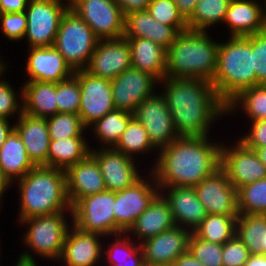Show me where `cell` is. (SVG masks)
<instances>
[{"label": "cell", "mask_w": 266, "mask_h": 266, "mask_svg": "<svg viewBox=\"0 0 266 266\" xmlns=\"http://www.w3.org/2000/svg\"><path fill=\"white\" fill-rule=\"evenodd\" d=\"M175 226L170 206L159 193L126 233L136 235L142 243Z\"/></svg>", "instance_id": "27"}, {"label": "cell", "mask_w": 266, "mask_h": 266, "mask_svg": "<svg viewBox=\"0 0 266 266\" xmlns=\"http://www.w3.org/2000/svg\"><path fill=\"white\" fill-rule=\"evenodd\" d=\"M114 203L109 190L81 198L72 206L71 223L84 232L115 236Z\"/></svg>", "instance_id": "9"}, {"label": "cell", "mask_w": 266, "mask_h": 266, "mask_svg": "<svg viewBox=\"0 0 266 266\" xmlns=\"http://www.w3.org/2000/svg\"><path fill=\"white\" fill-rule=\"evenodd\" d=\"M66 212L21 220L23 225H29L23 236L25 245L41 258L60 261L64 241L71 227L65 219Z\"/></svg>", "instance_id": "7"}, {"label": "cell", "mask_w": 266, "mask_h": 266, "mask_svg": "<svg viewBox=\"0 0 266 266\" xmlns=\"http://www.w3.org/2000/svg\"><path fill=\"white\" fill-rule=\"evenodd\" d=\"M8 120L9 119L6 118H0V147L4 144L7 136L14 129V124L11 125Z\"/></svg>", "instance_id": "53"}, {"label": "cell", "mask_w": 266, "mask_h": 266, "mask_svg": "<svg viewBox=\"0 0 266 266\" xmlns=\"http://www.w3.org/2000/svg\"><path fill=\"white\" fill-rule=\"evenodd\" d=\"M149 176L151 178H149ZM149 176H147V180L141 177L132 186L115 192V203L113 208L115 216V236L117 234L126 233L136 219L160 193L159 186L151 171Z\"/></svg>", "instance_id": "11"}, {"label": "cell", "mask_w": 266, "mask_h": 266, "mask_svg": "<svg viewBox=\"0 0 266 266\" xmlns=\"http://www.w3.org/2000/svg\"><path fill=\"white\" fill-rule=\"evenodd\" d=\"M236 235L250 254L263 255L266 250V214H239Z\"/></svg>", "instance_id": "32"}, {"label": "cell", "mask_w": 266, "mask_h": 266, "mask_svg": "<svg viewBox=\"0 0 266 266\" xmlns=\"http://www.w3.org/2000/svg\"><path fill=\"white\" fill-rule=\"evenodd\" d=\"M249 256L250 253L248 248L242 243L236 234L223 244V266H244Z\"/></svg>", "instance_id": "47"}, {"label": "cell", "mask_w": 266, "mask_h": 266, "mask_svg": "<svg viewBox=\"0 0 266 266\" xmlns=\"http://www.w3.org/2000/svg\"><path fill=\"white\" fill-rule=\"evenodd\" d=\"M158 82L151 74L132 67L123 71L111 80L115 109L133 114L141 101L154 94Z\"/></svg>", "instance_id": "15"}, {"label": "cell", "mask_w": 266, "mask_h": 266, "mask_svg": "<svg viewBox=\"0 0 266 266\" xmlns=\"http://www.w3.org/2000/svg\"><path fill=\"white\" fill-rule=\"evenodd\" d=\"M99 39L70 7L63 14L54 47L75 71L85 70Z\"/></svg>", "instance_id": "6"}, {"label": "cell", "mask_w": 266, "mask_h": 266, "mask_svg": "<svg viewBox=\"0 0 266 266\" xmlns=\"http://www.w3.org/2000/svg\"><path fill=\"white\" fill-rule=\"evenodd\" d=\"M264 6H265V8H264V6H263V16H264V21H265V25H266V0H264Z\"/></svg>", "instance_id": "59"}, {"label": "cell", "mask_w": 266, "mask_h": 266, "mask_svg": "<svg viewBox=\"0 0 266 266\" xmlns=\"http://www.w3.org/2000/svg\"><path fill=\"white\" fill-rule=\"evenodd\" d=\"M125 155L134 158L136 153L143 154L152 149L156 150L149 141L145 126L134 117L129 121L127 128L114 146Z\"/></svg>", "instance_id": "38"}, {"label": "cell", "mask_w": 266, "mask_h": 266, "mask_svg": "<svg viewBox=\"0 0 266 266\" xmlns=\"http://www.w3.org/2000/svg\"><path fill=\"white\" fill-rule=\"evenodd\" d=\"M47 126L50 140L68 139L71 137H83L87 129L76 113H56L47 117Z\"/></svg>", "instance_id": "40"}, {"label": "cell", "mask_w": 266, "mask_h": 266, "mask_svg": "<svg viewBox=\"0 0 266 266\" xmlns=\"http://www.w3.org/2000/svg\"><path fill=\"white\" fill-rule=\"evenodd\" d=\"M7 63H3V62H0V74H2L3 72H5V70H7Z\"/></svg>", "instance_id": "58"}, {"label": "cell", "mask_w": 266, "mask_h": 266, "mask_svg": "<svg viewBox=\"0 0 266 266\" xmlns=\"http://www.w3.org/2000/svg\"><path fill=\"white\" fill-rule=\"evenodd\" d=\"M26 62L28 81L58 83L69 79L74 71L54 47H30Z\"/></svg>", "instance_id": "20"}, {"label": "cell", "mask_w": 266, "mask_h": 266, "mask_svg": "<svg viewBox=\"0 0 266 266\" xmlns=\"http://www.w3.org/2000/svg\"><path fill=\"white\" fill-rule=\"evenodd\" d=\"M194 188L208 214L239 215L237 190L221 167Z\"/></svg>", "instance_id": "17"}, {"label": "cell", "mask_w": 266, "mask_h": 266, "mask_svg": "<svg viewBox=\"0 0 266 266\" xmlns=\"http://www.w3.org/2000/svg\"><path fill=\"white\" fill-rule=\"evenodd\" d=\"M188 250L194 258L206 266H223V245L207 242L198 238L193 232L189 239Z\"/></svg>", "instance_id": "43"}, {"label": "cell", "mask_w": 266, "mask_h": 266, "mask_svg": "<svg viewBox=\"0 0 266 266\" xmlns=\"http://www.w3.org/2000/svg\"><path fill=\"white\" fill-rule=\"evenodd\" d=\"M11 183L12 182L0 170V202L2 200V196L5 194V191H7V189L11 186Z\"/></svg>", "instance_id": "56"}, {"label": "cell", "mask_w": 266, "mask_h": 266, "mask_svg": "<svg viewBox=\"0 0 266 266\" xmlns=\"http://www.w3.org/2000/svg\"><path fill=\"white\" fill-rule=\"evenodd\" d=\"M90 153L97 159L106 190L117 192L132 186L142 176L134 159L114 147L95 148ZM135 163V164H134Z\"/></svg>", "instance_id": "18"}, {"label": "cell", "mask_w": 266, "mask_h": 266, "mask_svg": "<svg viewBox=\"0 0 266 266\" xmlns=\"http://www.w3.org/2000/svg\"><path fill=\"white\" fill-rule=\"evenodd\" d=\"M223 23L230 36H249L266 29L262 5L255 0H231Z\"/></svg>", "instance_id": "26"}, {"label": "cell", "mask_w": 266, "mask_h": 266, "mask_svg": "<svg viewBox=\"0 0 266 266\" xmlns=\"http://www.w3.org/2000/svg\"><path fill=\"white\" fill-rule=\"evenodd\" d=\"M244 266H266V256L261 254H250Z\"/></svg>", "instance_id": "55"}, {"label": "cell", "mask_w": 266, "mask_h": 266, "mask_svg": "<svg viewBox=\"0 0 266 266\" xmlns=\"http://www.w3.org/2000/svg\"><path fill=\"white\" fill-rule=\"evenodd\" d=\"M178 31L156 21L148 10L133 11L125 15L124 38H145L166 50L176 39Z\"/></svg>", "instance_id": "25"}, {"label": "cell", "mask_w": 266, "mask_h": 266, "mask_svg": "<svg viewBox=\"0 0 266 266\" xmlns=\"http://www.w3.org/2000/svg\"><path fill=\"white\" fill-rule=\"evenodd\" d=\"M20 89L24 113L42 118L58 113L56 83L26 81Z\"/></svg>", "instance_id": "28"}, {"label": "cell", "mask_w": 266, "mask_h": 266, "mask_svg": "<svg viewBox=\"0 0 266 266\" xmlns=\"http://www.w3.org/2000/svg\"><path fill=\"white\" fill-rule=\"evenodd\" d=\"M147 10L156 21L173 26L178 32L189 29L174 0H151Z\"/></svg>", "instance_id": "41"}, {"label": "cell", "mask_w": 266, "mask_h": 266, "mask_svg": "<svg viewBox=\"0 0 266 266\" xmlns=\"http://www.w3.org/2000/svg\"><path fill=\"white\" fill-rule=\"evenodd\" d=\"M0 74V118H10L11 115L14 116L18 114V117L23 112L22 101L19 103V98L16 92L12 88V84H9L5 79H1ZM17 113V114H16Z\"/></svg>", "instance_id": "45"}, {"label": "cell", "mask_w": 266, "mask_h": 266, "mask_svg": "<svg viewBox=\"0 0 266 266\" xmlns=\"http://www.w3.org/2000/svg\"><path fill=\"white\" fill-rule=\"evenodd\" d=\"M250 131L246 135L241 136L240 141L248 148L255 149L256 147L266 146V119L252 121Z\"/></svg>", "instance_id": "48"}, {"label": "cell", "mask_w": 266, "mask_h": 266, "mask_svg": "<svg viewBox=\"0 0 266 266\" xmlns=\"http://www.w3.org/2000/svg\"><path fill=\"white\" fill-rule=\"evenodd\" d=\"M254 152L258 156L259 160L265 165L266 167V146L265 147H256Z\"/></svg>", "instance_id": "57"}, {"label": "cell", "mask_w": 266, "mask_h": 266, "mask_svg": "<svg viewBox=\"0 0 266 266\" xmlns=\"http://www.w3.org/2000/svg\"><path fill=\"white\" fill-rule=\"evenodd\" d=\"M1 31L12 41H20L27 30V16L25 12L0 14Z\"/></svg>", "instance_id": "44"}, {"label": "cell", "mask_w": 266, "mask_h": 266, "mask_svg": "<svg viewBox=\"0 0 266 266\" xmlns=\"http://www.w3.org/2000/svg\"><path fill=\"white\" fill-rule=\"evenodd\" d=\"M198 1L199 0H174L179 13L186 21L192 16Z\"/></svg>", "instance_id": "51"}, {"label": "cell", "mask_w": 266, "mask_h": 266, "mask_svg": "<svg viewBox=\"0 0 266 266\" xmlns=\"http://www.w3.org/2000/svg\"><path fill=\"white\" fill-rule=\"evenodd\" d=\"M81 90L79 116L88 129L97 120L115 109L111 80L90 75L85 70L75 71L73 75Z\"/></svg>", "instance_id": "13"}, {"label": "cell", "mask_w": 266, "mask_h": 266, "mask_svg": "<svg viewBox=\"0 0 266 266\" xmlns=\"http://www.w3.org/2000/svg\"><path fill=\"white\" fill-rule=\"evenodd\" d=\"M131 49L132 68L154 76L160 81L166 77V49L145 38H126Z\"/></svg>", "instance_id": "29"}, {"label": "cell", "mask_w": 266, "mask_h": 266, "mask_svg": "<svg viewBox=\"0 0 266 266\" xmlns=\"http://www.w3.org/2000/svg\"><path fill=\"white\" fill-rule=\"evenodd\" d=\"M159 189L170 206L176 226L181 225L184 229L187 227V230L193 232L207 217L208 213L198 199L194 187L175 186L159 187ZM165 190L166 196L163 192Z\"/></svg>", "instance_id": "21"}, {"label": "cell", "mask_w": 266, "mask_h": 266, "mask_svg": "<svg viewBox=\"0 0 266 266\" xmlns=\"http://www.w3.org/2000/svg\"><path fill=\"white\" fill-rule=\"evenodd\" d=\"M70 7V0H29L25 10L27 30L24 38L30 47L54 45L63 14Z\"/></svg>", "instance_id": "8"}, {"label": "cell", "mask_w": 266, "mask_h": 266, "mask_svg": "<svg viewBox=\"0 0 266 266\" xmlns=\"http://www.w3.org/2000/svg\"><path fill=\"white\" fill-rule=\"evenodd\" d=\"M132 67L131 49L126 38L99 40L85 71L112 80Z\"/></svg>", "instance_id": "16"}, {"label": "cell", "mask_w": 266, "mask_h": 266, "mask_svg": "<svg viewBox=\"0 0 266 266\" xmlns=\"http://www.w3.org/2000/svg\"><path fill=\"white\" fill-rule=\"evenodd\" d=\"M192 232L181 226L144 240L141 244L146 266L173 264L188 251Z\"/></svg>", "instance_id": "19"}, {"label": "cell", "mask_w": 266, "mask_h": 266, "mask_svg": "<svg viewBox=\"0 0 266 266\" xmlns=\"http://www.w3.org/2000/svg\"><path fill=\"white\" fill-rule=\"evenodd\" d=\"M58 113H76L80 108L81 90L79 81L74 77L56 83Z\"/></svg>", "instance_id": "42"}, {"label": "cell", "mask_w": 266, "mask_h": 266, "mask_svg": "<svg viewBox=\"0 0 266 266\" xmlns=\"http://www.w3.org/2000/svg\"><path fill=\"white\" fill-rule=\"evenodd\" d=\"M160 82L179 137H206L211 123L226 115V105L210 81L165 77Z\"/></svg>", "instance_id": "1"}, {"label": "cell", "mask_w": 266, "mask_h": 266, "mask_svg": "<svg viewBox=\"0 0 266 266\" xmlns=\"http://www.w3.org/2000/svg\"><path fill=\"white\" fill-rule=\"evenodd\" d=\"M60 260L65 266H96L101 261L102 245L99 239L105 237L99 233L84 232L71 224Z\"/></svg>", "instance_id": "22"}, {"label": "cell", "mask_w": 266, "mask_h": 266, "mask_svg": "<svg viewBox=\"0 0 266 266\" xmlns=\"http://www.w3.org/2000/svg\"><path fill=\"white\" fill-rule=\"evenodd\" d=\"M35 166L19 134L13 129L0 147V170L13 183L14 180L16 182L23 178Z\"/></svg>", "instance_id": "30"}, {"label": "cell", "mask_w": 266, "mask_h": 266, "mask_svg": "<svg viewBox=\"0 0 266 266\" xmlns=\"http://www.w3.org/2000/svg\"><path fill=\"white\" fill-rule=\"evenodd\" d=\"M20 194L19 221L35 216L68 211L72 206L67 194L65 170L48 166H35L17 180Z\"/></svg>", "instance_id": "3"}, {"label": "cell", "mask_w": 266, "mask_h": 266, "mask_svg": "<svg viewBox=\"0 0 266 266\" xmlns=\"http://www.w3.org/2000/svg\"><path fill=\"white\" fill-rule=\"evenodd\" d=\"M132 118V113L114 109L92 124L95 136L102 143L101 147H114Z\"/></svg>", "instance_id": "34"}, {"label": "cell", "mask_w": 266, "mask_h": 266, "mask_svg": "<svg viewBox=\"0 0 266 266\" xmlns=\"http://www.w3.org/2000/svg\"><path fill=\"white\" fill-rule=\"evenodd\" d=\"M122 9L124 15L140 10H147L151 0H115Z\"/></svg>", "instance_id": "50"}, {"label": "cell", "mask_w": 266, "mask_h": 266, "mask_svg": "<svg viewBox=\"0 0 266 266\" xmlns=\"http://www.w3.org/2000/svg\"><path fill=\"white\" fill-rule=\"evenodd\" d=\"M67 194L71 206L79 199L106 190L97 159L89 153L83 160L65 170Z\"/></svg>", "instance_id": "23"}, {"label": "cell", "mask_w": 266, "mask_h": 266, "mask_svg": "<svg viewBox=\"0 0 266 266\" xmlns=\"http://www.w3.org/2000/svg\"><path fill=\"white\" fill-rule=\"evenodd\" d=\"M244 110L251 121L266 119V84H259L242 90L226 106V114H234L236 107Z\"/></svg>", "instance_id": "35"}, {"label": "cell", "mask_w": 266, "mask_h": 266, "mask_svg": "<svg viewBox=\"0 0 266 266\" xmlns=\"http://www.w3.org/2000/svg\"><path fill=\"white\" fill-rule=\"evenodd\" d=\"M237 216L208 214L193 233L202 240L223 245L236 234Z\"/></svg>", "instance_id": "33"}, {"label": "cell", "mask_w": 266, "mask_h": 266, "mask_svg": "<svg viewBox=\"0 0 266 266\" xmlns=\"http://www.w3.org/2000/svg\"><path fill=\"white\" fill-rule=\"evenodd\" d=\"M84 137H71L61 140H50L47 166L66 170L83 160L90 153V146Z\"/></svg>", "instance_id": "31"}, {"label": "cell", "mask_w": 266, "mask_h": 266, "mask_svg": "<svg viewBox=\"0 0 266 266\" xmlns=\"http://www.w3.org/2000/svg\"><path fill=\"white\" fill-rule=\"evenodd\" d=\"M133 117L145 126L150 143L158 151L179 137L162 93H154L141 101Z\"/></svg>", "instance_id": "12"}, {"label": "cell", "mask_w": 266, "mask_h": 266, "mask_svg": "<svg viewBox=\"0 0 266 266\" xmlns=\"http://www.w3.org/2000/svg\"><path fill=\"white\" fill-rule=\"evenodd\" d=\"M206 137H178L160 149L151 169L159 187H195L220 167V143Z\"/></svg>", "instance_id": "2"}, {"label": "cell", "mask_w": 266, "mask_h": 266, "mask_svg": "<svg viewBox=\"0 0 266 266\" xmlns=\"http://www.w3.org/2000/svg\"><path fill=\"white\" fill-rule=\"evenodd\" d=\"M211 83L226 106L242 90L256 85L252 35L230 36L228 42L219 43L217 68Z\"/></svg>", "instance_id": "5"}, {"label": "cell", "mask_w": 266, "mask_h": 266, "mask_svg": "<svg viewBox=\"0 0 266 266\" xmlns=\"http://www.w3.org/2000/svg\"><path fill=\"white\" fill-rule=\"evenodd\" d=\"M29 0H0V14L25 12Z\"/></svg>", "instance_id": "49"}, {"label": "cell", "mask_w": 266, "mask_h": 266, "mask_svg": "<svg viewBox=\"0 0 266 266\" xmlns=\"http://www.w3.org/2000/svg\"><path fill=\"white\" fill-rule=\"evenodd\" d=\"M263 255L266 256V250H263Z\"/></svg>", "instance_id": "61"}, {"label": "cell", "mask_w": 266, "mask_h": 266, "mask_svg": "<svg viewBox=\"0 0 266 266\" xmlns=\"http://www.w3.org/2000/svg\"><path fill=\"white\" fill-rule=\"evenodd\" d=\"M219 43L206 31L179 32L166 50V77L212 81L217 68Z\"/></svg>", "instance_id": "4"}, {"label": "cell", "mask_w": 266, "mask_h": 266, "mask_svg": "<svg viewBox=\"0 0 266 266\" xmlns=\"http://www.w3.org/2000/svg\"><path fill=\"white\" fill-rule=\"evenodd\" d=\"M220 167L226 172L229 182L239 189L257 180L266 178V167L253 149L239 139L235 146L220 148Z\"/></svg>", "instance_id": "14"}, {"label": "cell", "mask_w": 266, "mask_h": 266, "mask_svg": "<svg viewBox=\"0 0 266 266\" xmlns=\"http://www.w3.org/2000/svg\"><path fill=\"white\" fill-rule=\"evenodd\" d=\"M36 260L29 251L22 252L17 260L16 266H37Z\"/></svg>", "instance_id": "54"}, {"label": "cell", "mask_w": 266, "mask_h": 266, "mask_svg": "<svg viewBox=\"0 0 266 266\" xmlns=\"http://www.w3.org/2000/svg\"><path fill=\"white\" fill-rule=\"evenodd\" d=\"M231 0H199L192 16L187 20L191 30L206 31L217 23H223Z\"/></svg>", "instance_id": "36"}, {"label": "cell", "mask_w": 266, "mask_h": 266, "mask_svg": "<svg viewBox=\"0 0 266 266\" xmlns=\"http://www.w3.org/2000/svg\"><path fill=\"white\" fill-rule=\"evenodd\" d=\"M239 214H266V178L237 189Z\"/></svg>", "instance_id": "39"}, {"label": "cell", "mask_w": 266, "mask_h": 266, "mask_svg": "<svg viewBox=\"0 0 266 266\" xmlns=\"http://www.w3.org/2000/svg\"><path fill=\"white\" fill-rule=\"evenodd\" d=\"M157 266H173V264L157 265Z\"/></svg>", "instance_id": "60"}, {"label": "cell", "mask_w": 266, "mask_h": 266, "mask_svg": "<svg viewBox=\"0 0 266 266\" xmlns=\"http://www.w3.org/2000/svg\"><path fill=\"white\" fill-rule=\"evenodd\" d=\"M256 85L266 84V29L252 35Z\"/></svg>", "instance_id": "46"}, {"label": "cell", "mask_w": 266, "mask_h": 266, "mask_svg": "<svg viewBox=\"0 0 266 266\" xmlns=\"http://www.w3.org/2000/svg\"><path fill=\"white\" fill-rule=\"evenodd\" d=\"M17 118L14 129L19 134L29 158L36 166H47L50 143L47 118L30 116L24 112Z\"/></svg>", "instance_id": "24"}, {"label": "cell", "mask_w": 266, "mask_h": 266, "mask_svg": "<svg viewBox=\"0 0 266 266\" xmlns=\"http://www.w3.org/2000/svg\"><path fill=\"white\" fill-rule=\"evenodd\" d=\"M173 266H206L200 261L196 260L191 252H187L180 255L174 262Z\"/></svg>", "instance_id": "52"}, {"label": "cell", "mask_w": 266, "mask_h": 266, "mask_svg": "<svg viewBox=\"0 0 266 266\" xmlns=\"http://www.w3.org/2000/svg\"><path fill=\"white\" fill-rule=\"evenodd\" d=\"M70 8L99 40L123 37L125 15L115 0H70Z\"/></svg>", "instance_id": "10"}, {"label": "cell", "mask_w": 266, "mask_h": 266, "mask_svg": "<svg viewBox=\"0 0 266 266\" xmlns=\"http://www.w3.org/2000/svg\"><path fill=\"white\" fill-rule=\"evenodd\" d=\"M125 235L128 237L126 233L117 234L113 244L106 247L107 263L110 266H146L141 244L135 245V241H129Z\"/></svg>", "instance_id": "37"}]
</instances>
